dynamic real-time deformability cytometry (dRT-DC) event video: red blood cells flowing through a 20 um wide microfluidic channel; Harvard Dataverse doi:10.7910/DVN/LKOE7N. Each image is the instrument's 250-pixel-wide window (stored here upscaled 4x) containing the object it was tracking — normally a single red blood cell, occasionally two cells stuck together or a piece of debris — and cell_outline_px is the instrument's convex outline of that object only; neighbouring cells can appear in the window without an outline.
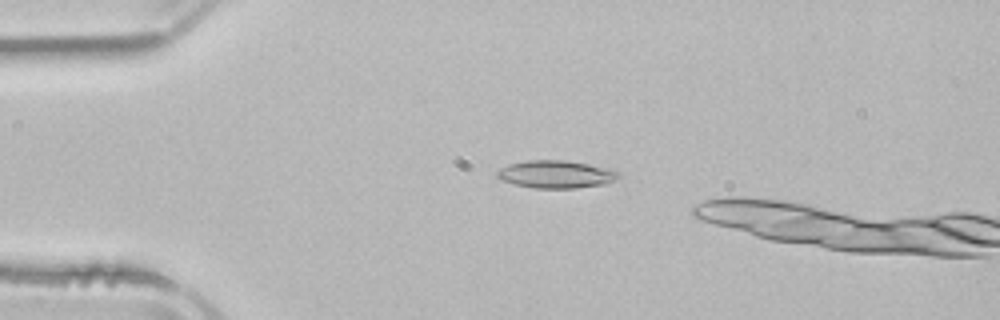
{"species": "common noctule bat (a hibernating species)", "species_latin": "Nyctalus noctula", "temperature_condition": "room temperature", "stored_images_in_passage": 4, "camera_frame_rate_fps": 3000, "um_per_image_px": 0.085, "animal": {"sex": "male", "body_mass_g": 21.5, "forearm_length_mm": 52.0}, "frame": {"image": 1, "passage_image": 3, "time_ms": 3.0, "image_size_px": [1000, 320], "cell_outline_px": [[620, 176], [604, 184], [576, 188], [536, 188], [516, 184], [504, 180], [496, 176], [496, 172], [500, 168], [508, 164], [528, 160], [564, 160], [616, 168], [620, 172]], "centroid_in_image_um": [47.32, 14.79], "position_along_channel_um": 37.7, "area_um2": 19.65}}